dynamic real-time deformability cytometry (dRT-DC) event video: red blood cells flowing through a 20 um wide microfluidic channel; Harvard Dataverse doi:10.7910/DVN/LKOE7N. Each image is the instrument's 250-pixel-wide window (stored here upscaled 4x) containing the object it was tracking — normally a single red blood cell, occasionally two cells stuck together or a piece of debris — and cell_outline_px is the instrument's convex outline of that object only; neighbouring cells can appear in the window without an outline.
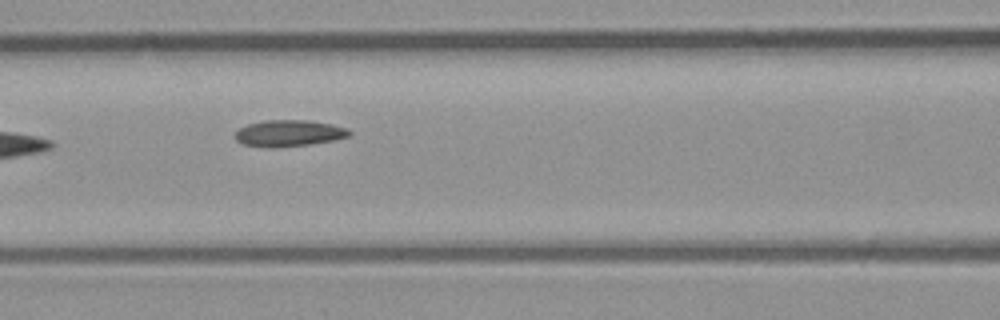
{"species": "common noctule bat (a hibernating species)", "species_latin": "Nyctalus noctula", "temperature_condition": "room temperature", "stored_images_in_passage": 7, "camera_frame_rate_fps": 3000, "um_per_image_px": 0.085, "animal": {"sex": "male", "body_mass_g": 23.1, "forearm_length_mm": 52.7}, "frame": {"image": 1, "passage_image": 7, "time_ms": 2.0, "image_size_px": [1000, 320], "cell_outline_px": [[352, 132], [348, 136], [332, 140], [308, 144], [276, 148], [272, 148], [244, 144], [236, 140], [236, 132], [240, 128], [248, 124], [264, 120], [308, 120], [332, 124], [348, 128]], "centroid_in_image_um": [24.57, 11.31], "position_along_channel_um": 142.0, "area_um2": 17.46}}